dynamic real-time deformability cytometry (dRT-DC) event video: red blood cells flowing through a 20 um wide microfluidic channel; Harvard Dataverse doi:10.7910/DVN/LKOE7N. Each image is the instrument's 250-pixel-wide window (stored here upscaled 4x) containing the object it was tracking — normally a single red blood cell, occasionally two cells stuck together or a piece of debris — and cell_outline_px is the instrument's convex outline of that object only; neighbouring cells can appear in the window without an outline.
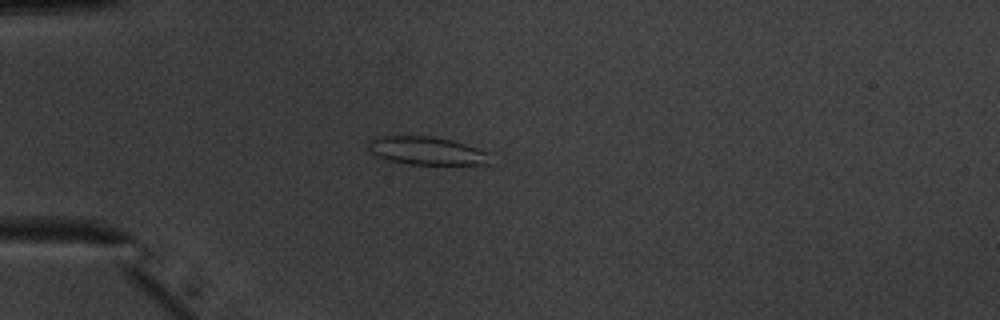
{"species": "common noctule bat (a hibernating species)", "species_latin": "Nyctalus noctula", "temperature_condition": "warm", "stored_images_in_passage": 51, "camera_frame_rate_fps": 3000, "um_per_image_px": 0.085, "animal": {"sex": "male", "body_mass_g": 20.1, "forearm_length_mm": 53.5}, "frame": {"image": 1, "passage_image": 14, "time_ms": 4.333, "image_size_px": [1000, 320], "cell_outline_px": [[492, 164], [408, 164], [376, 156], [368, 148], [368, 140], [376, 136], [428, 136], [452, 140], [488, 152]], "centroid_in_image_um": [36.25, 12.81], "position_along_channel_um": 48.7, "area_um2": 19.77}}
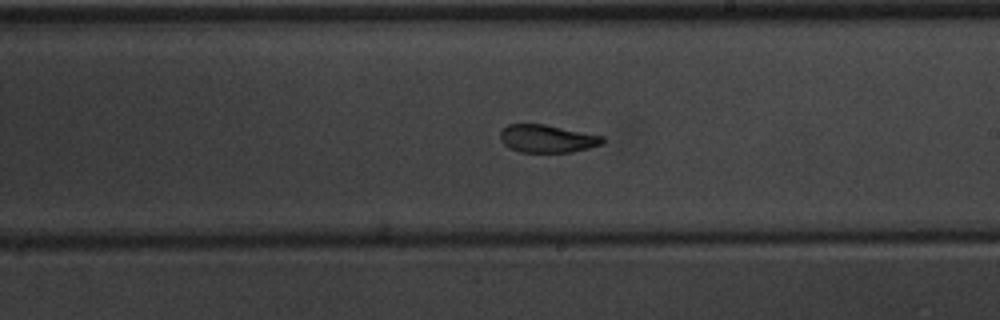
{"frame": {"image": 2, "passage_image": 30, "time_ms": 9.667, "image_size_px": [1000, 320], "cell_outline_px": [[604, 140], [600, 144], [588, 148], [572, 152], [520, 152], [504, 144], [500, 140], [500, 132], [508, 124], [544, 124], [604, 136]], "centroid_in_image_um": [46.5, 11.78], "position_along_channel_um": 242.5, "area_um2": 16.42}}
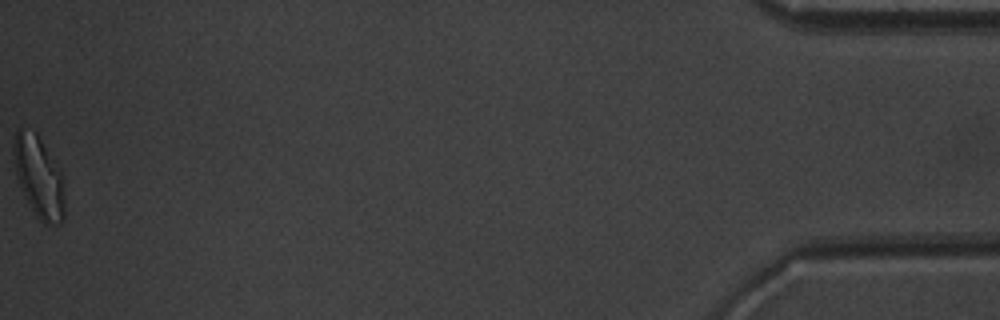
{"frame": {"image": 3, "passage_image": 51, "time_ms": 16.667, "image_size_px": [1000, 320], "cell_outline_px": [[64, 216], [60, 224], [44, 224], [36, 216], [24, 196], [16, 172], [12, 152], [12, 148], [16, 132], [20, 128], [36, 132], [60, 172], [64, 200]], "centroid_in_image_um": [3.27, 15.06], "position_along_channel_um": 431.9, "area_um2": 23.58}, "authors_computed_cell_mechanics": {"area_um2": 18.785, "velocity_mm_per_s": 3.994, "shape_relaxation_time_tau1_ms": 5.2288, "shape_relaxation_time_tau2_ms": 1.86, "deformation_change_tau1": 0.175, "deformation_change_tau2": 0.0867}}